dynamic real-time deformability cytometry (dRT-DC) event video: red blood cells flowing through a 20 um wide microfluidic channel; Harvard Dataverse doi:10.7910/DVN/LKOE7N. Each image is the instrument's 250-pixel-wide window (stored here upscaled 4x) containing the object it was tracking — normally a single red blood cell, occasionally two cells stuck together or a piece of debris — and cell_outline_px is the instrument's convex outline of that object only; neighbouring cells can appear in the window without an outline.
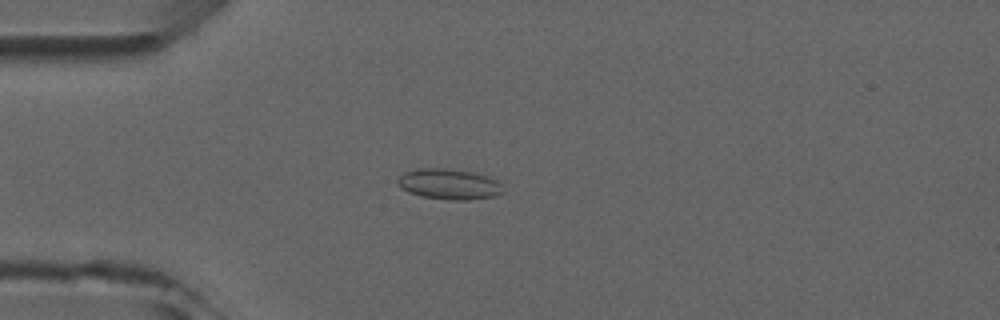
{"species": "common noctule bat (a hibernating species)", "species_latin": "Nyctalus noctula", "temperature_condition": "room temperature", "stored_images_in_passage": 4, "camera_frame_rate_fps": 3000, "um_per_image_px": 0.085, "animal": {"sex": "male", "forearm_length_mm": 52.5}, "frame": {"image": 1, "passage_image": 3, "time_ms": 2.333, "image_size_px": [1000, 320], "cell_outline_px": [[504, 192], [496, 196], [468, 200], [448, 200], [420, 196], [408, 192], [400, 188], [396, 184], [396, 180], [404, 172], [416, 168], [444, 168], [472, 172], [496, 180], [500, 184]], "centroid_in_image_um": [38.11, 15.66], "position_along_channel_um": 46.9, "area_um2": 18.9}}